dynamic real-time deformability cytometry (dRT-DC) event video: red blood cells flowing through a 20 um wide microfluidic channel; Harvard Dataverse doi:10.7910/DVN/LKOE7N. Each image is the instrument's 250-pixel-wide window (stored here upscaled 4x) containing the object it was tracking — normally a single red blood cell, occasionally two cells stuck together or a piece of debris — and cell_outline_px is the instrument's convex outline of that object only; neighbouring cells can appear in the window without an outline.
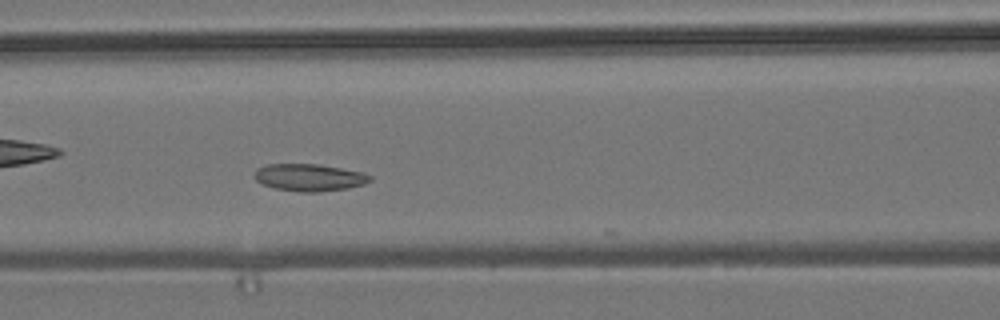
{"species": "common noctule bat (a hibernating species)", "species_latin": "Nyctalus noctula", "temperature_condition": "room temperature", "stored_images_in_passage": 28, "camera_frame_rate_fps": 3000, "um_per_image_px": 0.085, "animal": {"sex": "male", "body_mass_g": 19.2, "forearm_length_mm": 51.8}, "frame": {"image": 1, "passage_image": 7, "time_ms": 2.0, "image_size_px": [1000, 320], "cell_outline_px": [[372, 180], [364, 184], [348, 188], [320, 192], [300, 192], [276, 188], [264, 184], [256, 180], [256, 168], [268, 164], [316, 164], [364, 172], [372, 176]], "centroid_in_image_um": [26.34, 15.08], "position_along_channel_um": 140.3, "area_um2": 18.21}}
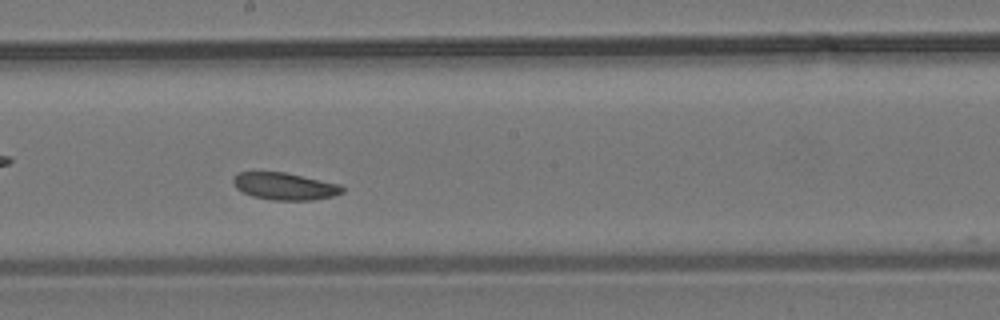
{"frame": {"image": 2, "passage_image": 14, "time_ms": 4.333, "image_size_px": [1000, 320], "cell_outline_px": [[344, 192], [332, 196], [312, 200], [272, 200], [252, 196], [236, 188], [232, 184], [232, 176], [240, 172], [284, 172], [340, 184], [344, 188]], "centroid_in_image_um": [24.18, 15.83], "position_along_channel_um": 224.0, "area_um2": 17.28}}
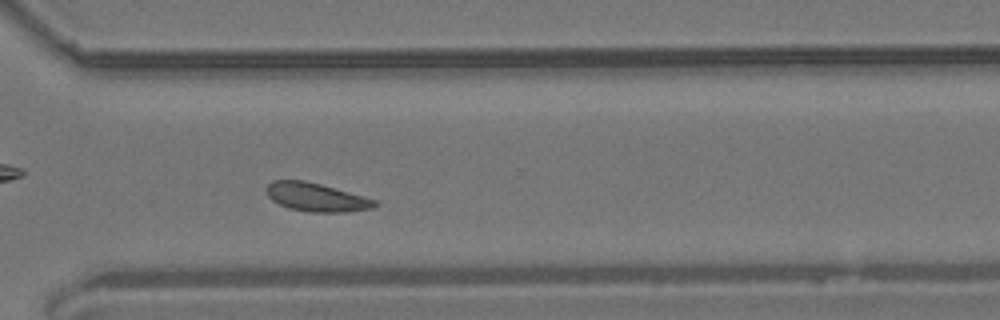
{"frame": {"image": 3, "passage_image": 24, "time_ms": 7.667, "image_size_px": [1000, 320], "cell_outline_px": [[380, 204], [372, 208], [348, 212], [308, 212], [288, 208], [272, 200], [268, 196], [264, 188], [272, 180], [304, 180], [320, 184], [376, 200]], "centroid_in_image_um": [26.85, 16.77], "position_along_channel_um": 343.7, "area_um2": 17.98}, "authors_computed_cell_mechanics": {"area_um2": 17.918, "velocity_mm_per_s": 3.602, "shape_relaxation_time_tau1_ms": 8.2241, "shape_relaxation_time_tau2_ms": 4.3633, "deformation_change_tau1": 0.0894, "deformation_change_tau2": 0.0898}}